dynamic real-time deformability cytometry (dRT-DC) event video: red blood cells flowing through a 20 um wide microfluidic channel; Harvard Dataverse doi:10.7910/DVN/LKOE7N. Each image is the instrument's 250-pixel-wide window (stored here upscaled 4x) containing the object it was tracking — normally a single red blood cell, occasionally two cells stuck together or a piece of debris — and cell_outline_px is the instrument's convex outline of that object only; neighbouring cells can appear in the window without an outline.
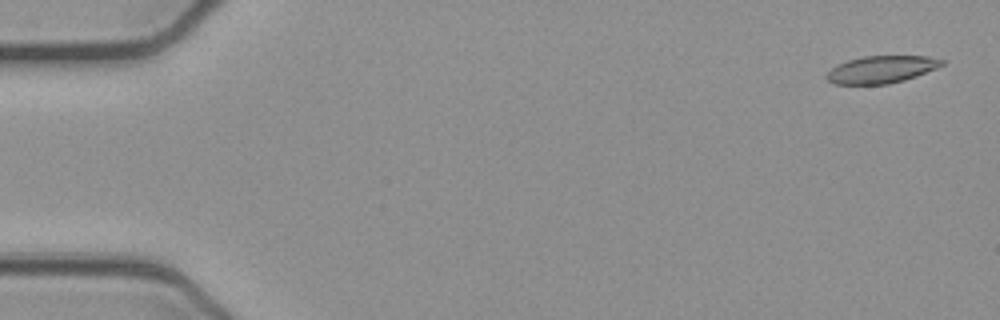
{"species": "common noctule bat (a hibernating species)", "species_latin": "Nyctalus noctula", "temperature_condition": "cold", "stored_images_in_passage": 53, "camera_frame_rate_fps": 3000, "um_per_image_px": 0.085, "animal": {"sex": "female", "body_mass_g": 21.9}, "frame": {"image": 1, "passage_image": 2, "time_ms": 0.333, "image_size_px": [1000, 320], "cell_outline_px": [[944, 64], [936, 68], [916, 76], [904, 80], [888, 84], [832, 84], [824, 76], [836, 64], [848, 60], [864, 56], [928, 56], [944, 60]], "centroid_in_image_um": [74.89, 5.9], "position_along_channel_um": 10.1, "area_um2": 18.32}}
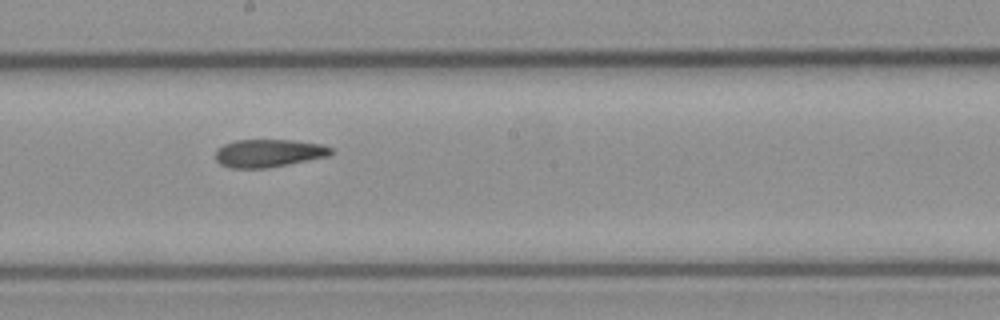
{"frame": {"image": 2, "passage_image": 29, "time_ms": 9.333, "image_size_px": [1000, 320], "cell_outline_px": [[332, 152], [328, 156], [288, 164], [264, 168], [232, 168], [220, 164], [216, 160], [216, 148], [224, 144], [236, 140], [292, 140], [324, 144], [332, 148]], "centroid_in_image_um": [22.82, 13.01], "position_along_channel_um": 225.4, "area_um2": 18.73}}
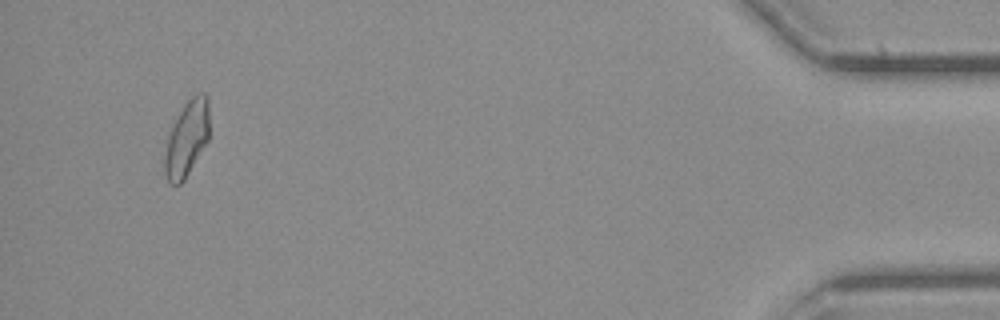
{"frame": {"image": 3, "passage_image": 50, "time_ms": 16.333, "image_size_px": [1000, 320], "cell_outline_px": [[208, 140], [184, 180], [180, 184], [168, 184], [164, 172], [164, 156], [168, 136], [184, 104], [196, 92], [204, 92], [208, 96]], "centroid_in_image_um": [15.87, 11.78], "position_along_channel_um": 419.3, "area_um2": 19.48}}